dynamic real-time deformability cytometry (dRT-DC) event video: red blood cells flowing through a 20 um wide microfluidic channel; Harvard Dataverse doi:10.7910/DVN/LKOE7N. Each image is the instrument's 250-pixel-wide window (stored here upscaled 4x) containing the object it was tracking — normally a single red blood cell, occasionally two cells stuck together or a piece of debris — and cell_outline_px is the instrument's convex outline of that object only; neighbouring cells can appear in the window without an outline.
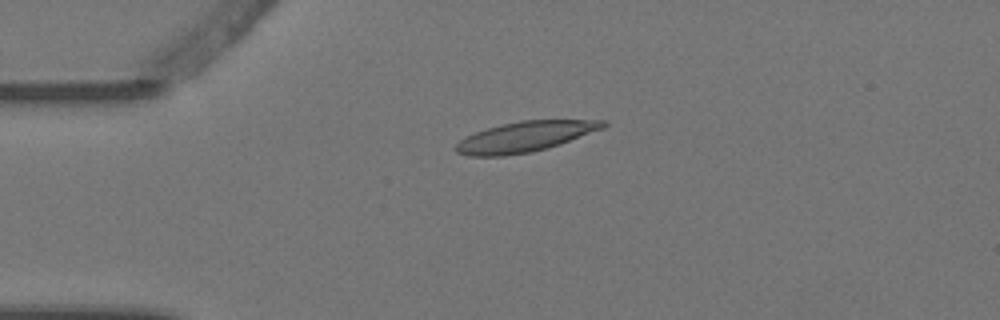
{"species": "Egyptian fruit bat (a non-hibernating species)", "species_latin": "Rousettus aegyptiacus", "temperature_condition": "warm", "stored_images_in_passage": 3, "camera_frame_rate_fps": 3000, "um_per_image_px": 0.085, "animal": {"sex": "female"}, "frame": {"image": 1, "passage_image": 1, "time_ms": 0.0, "image_size_px": [1000, 320], "cell_outline_px": [[608, 124], [604, 128], [560, 144], [548, 148], [532, 152], [504, 156], [468, 156], [456, 152], [452, 148], [460, 140], [476, 132], [500, 124], [520, 120], [608, 120]], "centroid_in_image_um": [44.63, 11.62], "position_along_channel_um": 40.4, "area_um2": 26.13}}
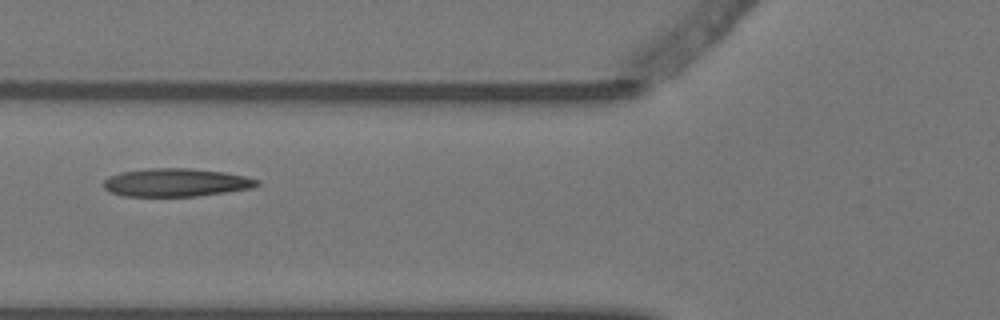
{"frame": {"image": 2, "passage_image": 3, "time_ms": 0.667, "image_size_px": [1000, 320], "cell_outline_px": [[260, 184], [252, 188], [196, 196], [124, 196], [112, 192], [104, 188], [104, 180], [108, 176], [120, 172], [148, 168], [188, 168], [224, 172], [244, 176], [260, 180]], "centroid_in_image_um": [14.95, 15.5], "position_along_channel_um": 110.8, "area_um2": 25.09}}